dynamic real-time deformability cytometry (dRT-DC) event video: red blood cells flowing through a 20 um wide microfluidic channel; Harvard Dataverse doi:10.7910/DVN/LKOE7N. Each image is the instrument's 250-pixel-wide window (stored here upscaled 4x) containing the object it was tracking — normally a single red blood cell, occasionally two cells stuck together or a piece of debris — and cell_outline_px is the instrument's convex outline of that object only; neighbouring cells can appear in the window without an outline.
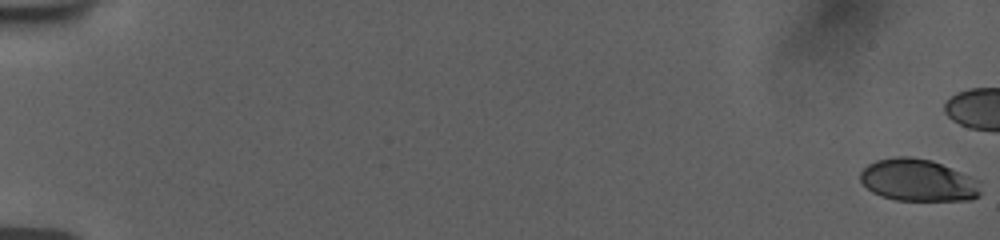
{"species": "human", "species_latin": "Homo sapiens", "temperature_condition": "room temperature", "stored_images_in_passage": 48, "camera_frame_rate_fps": 3000, "um_per_image_px": 0.085, "donor": {"sex": "female"}, "frame": {"image": 1, "passage_image": 1, "time_ms": 0.0, "image_size_px": [1000, 240], "cell_outline_px": [[980, 196], [972, 200], [896, 200], [880, 196], [872, 192], [860, 180], [860, 172], [868, 164], [876, 160], [896, 156], [908, 156], [932, 160], [980, 180]], "centroid_in_image_um": [78.05, 15.32], "position_along_channel_um": 7.0, "area_um2": 29.71}}
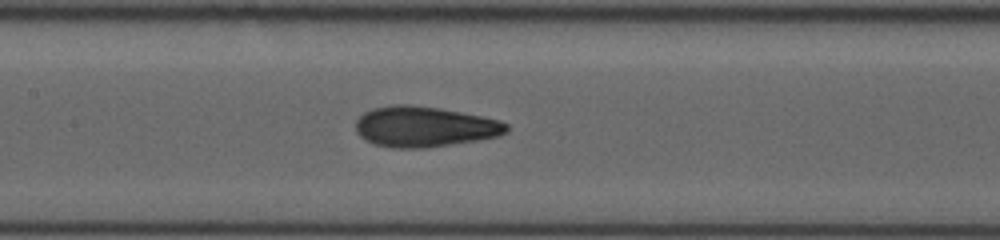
{"frame": {"image": 2, "passage_image": 30, "time_ms": 9.667, "image_size_px": [1000, 240], "cell_outline_px": [[508, 132], [500, 136], [476, 140], [424, 148], [392, 148], [376, 144], [364, 140], [356, 132], [356, 120], [364, 112], [372, 108], [392, 104], [408, 104], [440, 108], [500, 120], [508, 124]], "centroid_in_image_um": [36.06, 10.76], "position_along_channel_um": 171.3, "area_um2": 35.66}}
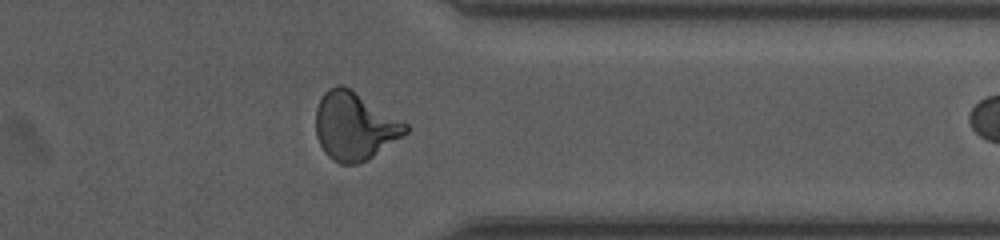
{"frame": {"image": 3, "passage_image": 47, "time_ms": 15.333, "image_size_px": [1000, 240], "cell_outline_px": [[408, 132], [360, 164], [340, 164], [332, 160], [324, 152], [316, 136], [316, 108], [324, 92], [328, 88], [336, 84], [344, 84], [404, 120], [408, 124]], "centroid_in_image_um": [30.13, 10.69], "position_along_channel_um": 381.3, "area_um2": 35.78}}